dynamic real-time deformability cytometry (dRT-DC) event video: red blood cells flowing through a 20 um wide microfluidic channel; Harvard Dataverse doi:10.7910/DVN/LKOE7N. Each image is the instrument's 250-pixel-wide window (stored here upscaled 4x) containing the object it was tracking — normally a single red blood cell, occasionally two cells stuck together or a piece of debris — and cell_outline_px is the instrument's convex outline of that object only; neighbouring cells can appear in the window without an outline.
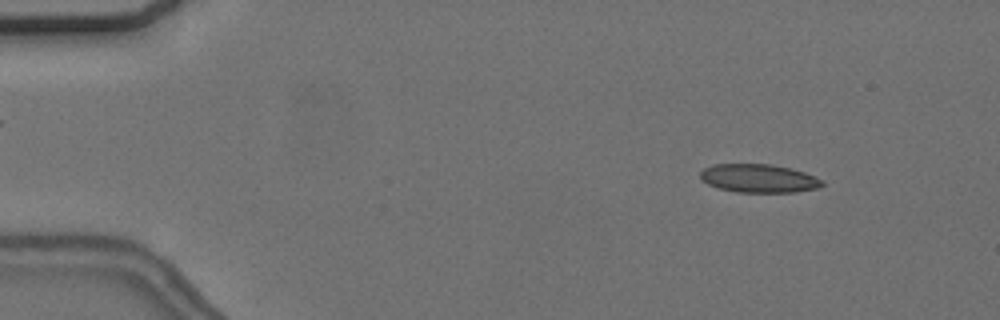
{"species": "common noctule bat (a hibernating species)", "species_latin": "Nyctalus noctula", "temperature_condition": "cold", "stored_images_in_passage": 55, "camera_frame_rate_fps": 3000, "um_per_image_px": 0.085, "animal": {"sex": "female", "body_mass_g": 24.6, "forearm_length_mm": 56.2}, "frame": {"image": 1, "passage_image": 6, "time_ms": 1.667, "image_size_px": [1000, 320], "cell_outline_px": [[824, 184], [816, 188], [796, 192], [736, 192], [720, 188], [708, 184], [700, 180], [700, 172], [704, 168], [716, 164], [772, 164], [792, 168], [804, 172], [824, 180]], "centroid_in_image_um": [64.5, 15.15], "position_along_channel_um": 20.5, "area_um2": 20.23}}
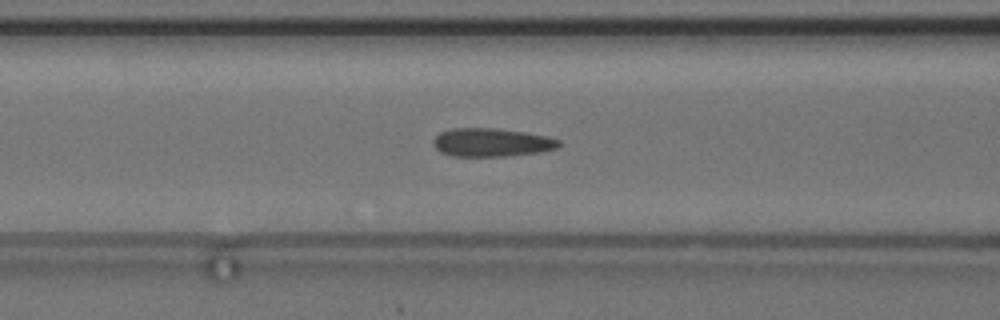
{"frame": {"image": 2, "passage_image": 22, "time_ms": 7.0, "image_size_px": [1000, 320], "cell_outline_px": [[564, 144], [556, 148], [540, 152], [508, 156], [452, 156], [440, 152], [432, 144], [432, 140], [440, 132], [452, 128], [492, 128], [524, 132], [548, 136], [560, 140]], "centroid_in_image_um": [41.79, 12.11], "position_along_channel_um": 124.8, "area_um2": 20.92}}
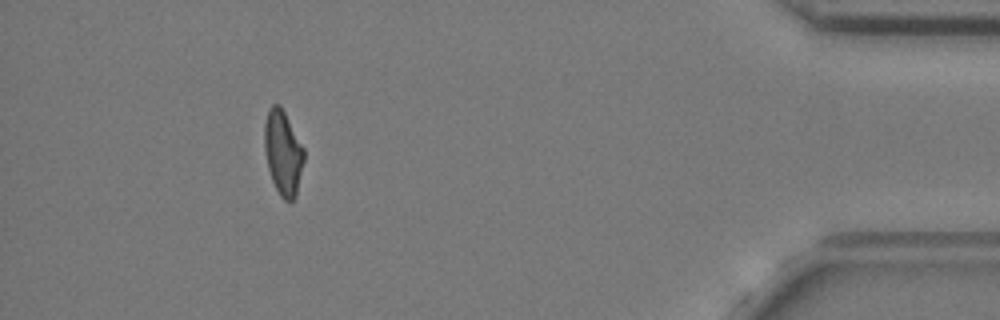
{"frame": {"image": 3, "passage_image": 50, "time_ms": 16.333, "image_size_px": [1000, 320], "cell_outline_px": [[304, 160], [296, 196], [292, 200], [284, 200], [280, 196], [272, 180], [268, 168], [264, 148], [264, 124], [268, 108], [272, 104], [280, 104], [304, 148]], "centroid_in_image_um": [24.04, 12.95], "position_along_channel_um": 411.2, "area_um2": 19.48}, "authors_computed_cell_mechanics": {"area_um2": 20.1722, "velocity_mm_per_s": 3.6877, "shape_relaxation_time_tau1_ms": null, "shape_relaxation_time_tau2_ms": 3.2601, "deformation_change_tau1": null, "deformation_change_tau2": 0.1007}}